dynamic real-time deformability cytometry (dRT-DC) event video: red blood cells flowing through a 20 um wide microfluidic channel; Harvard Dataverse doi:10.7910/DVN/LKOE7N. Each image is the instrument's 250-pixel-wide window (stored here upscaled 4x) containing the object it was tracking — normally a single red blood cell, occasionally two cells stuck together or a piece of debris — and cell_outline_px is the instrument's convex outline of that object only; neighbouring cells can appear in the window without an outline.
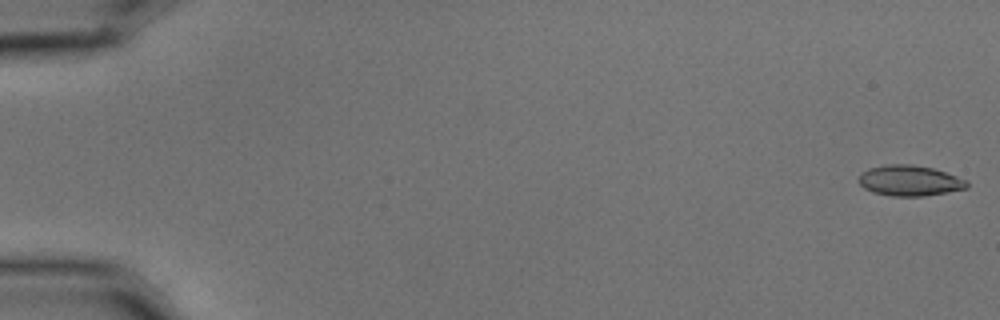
{"species": "common noctule bat (a hibernating species)", "species_latin": "Nyctalus noctula", "temperature_condition": "cold", "stored_images_in_passage": 5, "segment_of_instrument_passage": [2, 2], "camera_frame_rate_fps": 3000, "um_per_image_px": 0.085, "animal": {"sex": "male", "body_mass_g": 15.6}, "frame": {"image": 1, "passage_image": 5, "time_ms": 1.333, "image_size_px": [1000, 320], "cell_outline_px": [[968, 188], [924, 196], [892, 196], [872, 192], [864, 188], [860, 184], [860, 172], [868, 168], [888, 164], [912, 164], [932, 168], [968, 180]], "centroid_in_image_um": [77.31, 15.35], "position_along_channel_um": 7.7, "area_um2": 19.25}}